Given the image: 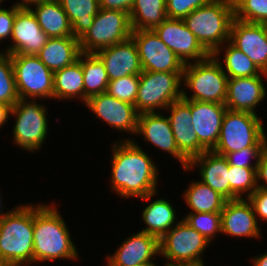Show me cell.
<instances>
[{
    "instance_id": "12",
    "label": "cell",
    "mask_w": 267,
    "mask_h": 266,
    "mask_svg": "<svg viewBox=\"0 0 267 266\" xmlns=\"http://www.w3.org/2000/svg\"><path fill=\"white\" fill-rule=\"evenodd\" d=\"M143 71L183 72L185 64L159 38L154 30H133Z\"/></svg>"
},
{
    "instance_id": "37",
    "label": "cell",
    "mask_w": 267,
    "mask_h": 266,
    "mask_svg": "<svg viewBox=\"0 0 267 266\" xmlns=\"http://www.w3.org/2000/svg\"><path fill=\"white\" fill-rule=\"evenodd\" d=\"M234 18L249 22L267 24V0H232Z\"/></svg>"
},
{
    "instance_id": "7",
    "label": "cell",
    "mask_w": 267,
    "mask_h": 266,
    "mask_svg": "<svg viewBox=\"0 0 267 266\" xmlns=\"http://www.w3.org/2000/svg\"><path fill=\"white\" fill-rule=\"evenodd\" d=\"M40 101L19 99L10 113V117L15 118L11 131L12 143L30 153L43 149L50 128L48 108L45 102L40 104Z\"/></svg>"
},
{
    "instance_id": "16",
    "label": "cell",
    "mask_w": 267,
    "mask_h": 266,
    "mask_svg": "<svg viewBox=\"0 0 267 266\" xmlns=\"http://www.w3.org/2000/svg\"><path fill=\"white\" fill-rule=\"evenodd\" d=\"M135 135L143 136L144 142L151 143L162 152L168 153L181 164L182 169L188 167L189 160L179 151L167 114L163 112L139 114Z\"/></svg>"
},
{
    "instance_id": "32",
    "label": "cell",
    "mask_w": 267,
    "mask_h": 266,
    "mask_svg": "<svg viewBox=\"0 0 267 266\" xmlns=\"http://www.w3.org/2000/svg\"><path fill=\"white\" fill-rule=\"evenodd\" d=\"M72 25V33L80 38L92 26L98 13L99 0H59Z\"/></svg>"
},
{
    "instance_id": "5",
    "label": "cell",
    "mask_w": 267,
    "mask_h": 266,
    "mask_svg": "<svg viewBox=\"0 0 267 266\" xmlns=\"http://www.w3.org/2000/svg\"><path fill=\"white\" fill-rule=\"evenodd\" d=\"M259 115L227 109L222 121L219 140L212 150L226 156L245 147H265L267 132Z\"/></svg>"
},
{
    "instance_id": "39",
    "label": "cell",
    "mask_w": 267,
    "mask_h": 266,
    "mask_svg": "<svg viewBox=\"0 0 267 266\" xmlns=\"http://www.w3.org/2000/svg\"><path fill=\"white\" fill-rule=\"evenodd\" d=\"M265 147H245L237 152L228 153L225 157L229 165L236 167L257 168L260 155Z\"/></svg>"
},
{
    "instance_id": "15",
    "label": "cell",
    "mask_w": 267,
    "mask_h": 266,
    "mask_svg": "<svg viewBox=\"0 0 267 266\" xmlns=\"http://www.w3.org/2000/svg\"><path fill=\"white\" fill-rule=\"evenodd\" d=\"M160 257L159 239L142 231L131 234L116 248L113 254H107V266H145L156 263Z\"/></svg>"
},
{
    "instance_id": "47",
    "label": "cell",
    "mask_w": 267,
    "mask_h": 266,
    "mask_svg": "<svg viewBox=\"0 0 267 266\" xmlns=\"http://www.w3.org/2000/svg\"><path fill=\"white\" fill-rule=\"evenodd\" d=\"M52 0H18L16 3L24 9H29L34 5L41 4Z\"/></svg>"
},
{
    "instance_id": "36",
    "label": "cell",
    "mask_w": 267,
    "mask_h": 266,
    "mask_svg": "<svg viewBox=\"0 0 267 266\" xmlns=\"http://www.w3.org/2000/svg\"><path fill=\"white\" fill-rule=\"evenodd\" d=\"M183 219L211 243L221 233V212L187 213Z\"/></svg>"
},
{
    "instance_id": "45",
    "label": "cell",
    "mask_w": 267,
    "mask_h": 266,
    "mask_svg": "<svg viewBox=\"0 0 267 266\" xmlns=\"http://www.w3.org/2000/svg\"><path fill=\"white\" fill-rule=\"evenodd\" d=\"M11 106L0 102V130L7 125L10 120Z\"/></svg>"
},
{
    "instance_id": "2",
    "label": "cell",
    "mask_w": 267,
    "mask_h": 266,
    "mask_svg": "<svg viewBox=\"0 0 267 266\" xmlns=\"http://www.w3.org/2000/svg\"><path fill=\"white\" fill-rule=\"evenodd\" d=\"M53 201L49 204H34L33 264L56 262V260L77 261V246L70 229Z\"/></svg>"
},
{
    "instance_id": "25",
    "label": "cell",
    "mask_w": 267,
    "mask_h": 266,
    "mask_svg": "<svg viewBox=\"0 0 267 266\" xmlns=\"http://www.w3.org/2000/svg\"><path fill=\"white\" fill-rule=\"evenodd\" d=\"M158 194V192H155L146 197L139 198V200L143 201V206L145 202L147 203L149 201L141 213L145 227L140 231L156 236L160 240L182 218L177 217V212L174 209L175 206H173L172 201L170 200L169 202L164 197L159 198L160 195ZM155 196L158 198L153 200Z\"/></svg>"
},
{
    "instance_id": "18",
    "label": "cell",
    "mask_w": 267,
    "mask_h": 266,
    "mask_svg": "<svg viewBox=\"0 0 267 266\" xmlns=\"http://www.w3.org/2000/svg\"><path fill=\"white\" fill-rule=\"evenodd\" d=\"M260 225L247 198L226 201L221 211V235L261 239L263 232H260Z\"/></svg>"
},
{
    "instance_id": "30",
    "label": "cell",
    "mask_w": 267,
    "mask_h": 266,
    "mask_svg": "<svg viewBox=\"0 0 267 266\" xmlns=\"http://www.w3.org/2000/svg\"><path fill=\"white\" fill-rule=\"evenodd\" d=\"M80 56L77 61L54 72V101L79 100L84 104V82Z\"/></svg>"
},
{
    "instance_id": "1",
    "label": "cell",
    "mask_w": 267,
    "mask_h": 266,
    "mask_svg": "<svg viewBox=\"0 0 267 266\" xmlns=\"http://www.w3.org/2000/svg\"><path fill=\"white\" fill-rule=\"evenodd\" d=\"M109 188L122 199L142 198L158 191L159 168L135 138L111 143Z\"/></svg>"
},
{
    "instance_id": "22",
    "label": "cell",
    "mask_w": 267,
    "mask_h": 266,
    "mask_svg": "<svg viewBox=\"0 0 267 266\" xmlns=\"http://www.w3.org/2000/svg\"><path fill=\"white\" fill-rule=\"evenodd\" d=\"M263 81H267V75L228 78L227 97L224 103L227 109L258 113L256 108L266 99L267 95L266 85Z\"/></svg>"
},
{
    "instance_id": "4",
    "label": "cell",
    "mask_w": 267,
    "mask_h": 266,
    "mask_svg": "<svg viewBox=\"0 0 267 266\" xmlns=\"http://www.w3.org/2000/svg\"><path fill=\"white\" fill-rule=\"evenodd\" d=\"M202 47L212 55L229 41L234 20L232 0H211L207 5L193 10L183 19Z\"/></svg>"
},
{
    "instance_id": "27",
    "label": "cell",
    "mask_w": 267,
    "mask_h": 266,
    "mask_svg": "<svg viewBox=\"0 0 267 266\" xmlns=\"http://www.w3.org/2000/svg\"><path fill=\"white\" fill-rule=\"evenodd\" d=\"M29 9L49 38L73 36L72 25L59 0L37 4Z\"/></svg>"
},
{
    "instance_id": "34",
    "label": "cell",
    "mask_w": 267,
    "mask_h": 266,
    "mask_svg": "<svg viewBox=\"0 0 267 266\" xmlns=\"http://www.w3.org/2000/svg\"><path fill=\"white\" fill-rule=\"evenodd\" d=\"M256 170L229 165L230 200L248 198L257 189Z\"/></svg>"
},
{
    "instance_id": "19",
    "label": "cell",
    "mask_w": 267,
    "mask_h": 266,
    "mask_svg": "<svg viewBox=\"0 0 267 266\" xmlns=\"http://www.w3.org/2000/svg\"><path fill=\"white\" fill-rule=\"evenodd\" d=\"M49 37L39 26L30 9L21 8L15 16L10 44L3 52L12 54L37 55Z\"/></svg>"
},
{
    "instance_id": "6",
    "label": "cell",
    "mask_w": 267,
    "mask_h": 266,
    "mask_svg": "<svg viewBox=\"0 0 267 266\" xmlns=\"http://www.w3.org/2000/svg\"><path fill=\"white\" fill-rule=\"evenodd\" d=\"M227 80L228 76L212 55L203 61L185 64L182 74V99L224 104L227 97ZM187 89L192 91L189 95Z\"/></svg>"
},
{
    "instance_id": "44",
    "label": "cell",
    "mask_w": 267,
    "mask_h": 266,
    "mask_svg": "<svg viewBox=\"0 0 267 266\" xmlns=\"http://www.w3.org/2000/svg\"><path fill=\"white\" fill-rule=\"evenodd\" d=\"M135 0H99V7L107 10H119L130 14Z\"/></svg>"
},
{
    "instance_id": "40",
    "label": "cell",
    "mask_w": 267,
    "mask_h": 266,
    "mask_svg": "<svg viewBox=\"0 0 267 266\" xmlns=\"http://www.w3.org/2000/svg\"><path fill=\"white\" fill-rule=\"evenodd\" d=\"M211 0H166L168 18L183 19L193 10L207 5Z\"/></svg>"
},
{
    "instance_id": "29",
    "label": "cell",
    "mask_w": 267,
    "mask_h": 266,
    "mask_svg": "<svg viewBox=\"0 0 267 266\" xmlns=\"http://www.w3.org/2000/svg\"><path fill=\"white\" fill-rule=\"evenodd\" d=\"M191 182V183H190ZM182 198L190 211L187 213L221 212L227 201L220 193L198 180H191Z\"/></svg>"
},
{
    "instance_id": "10",
    "label": "cell",
    "mask_w": 267,
    "mask_h": 266,
    "mask_svg": "<svg viewBox=\"0 0 267 266\" xmlns=\"http://www.w3.org/2000/svg\"><path fill=\"white\" fill-rule=\"evenodd\" d=\"M132 31L129 13L100 8L92 26L79 38L81 52L96 53L123 42L131 37Z\"/></svg>"
},
{
    "instance_id": "43",
    "label": "cell",
    "mask_w": 267,
    "mask_h": 266,
    "mask_svg": "<svg viewBox=\"0 0 267 266\" xmlns=\"http://www.w3.org/2000/svg\"><path fill=\"white\" fill-rule=\"evenodd\" d=\"M257 188L267 190V145L262 150L256 170Z\"/></svg>"
},
{
    "instance_id": "41",
    "label": "cell",
    "mask_w": 267,
    "mask_h": 266,
    "mask_svg": "<svg viewBox=\"0 0 267 266\" xmlns=\"http://www.w3.org/2000/svg\"><path fill=\"white\" fill-rule=\"evenodd\" d=\"M20 9L21 7L17 3L12 4L10 8L0 6V42L10 41L15 16Z\"/></svg>"
},
{
    "instance_id": "50",
    "label": "cell",
    "mask_w": 267,
    "mask_h": 266,
    "mask_svg": "<svg viewBox=\"0 0 267 266\" xmlns=\"http://www.w3.org/2000/svg\"><path fill=\"white\" fill-rule=\"evenodd\" d=\"M145 266H158L157 264L145 265Z\"/></svg>"
},
{
    "instance_id": "21",
    "label": "cell",
    "mask_w": 267,
    "mask_h": 266,
    "mask_svg": "<svg viewBox=\"0 0 267 266\" xmlns=\"http://www.w3.org/2000/svg\"><path fill=\"white\" fill-rule=\"evenodd\" d=\"M226 110L225 104L191 100V123L199 143L207 151H212L219 140Z\"/></svg>"
},
{
    "instance_id": "3",
    "label": "cell",
    "mask_w": 267,
    "mask_h": 266,
    "mask_svg": "<svg viewBox=\"0 0 267 266\" xmlns=\"http://www.w3.org/2000/svg\"><path fill=\"white\" fill-rule=\"evenodd\" d=\"M33 228V203L14 206L0 220V257L7 266L33 265Z\"/></svg>"
},
{
    "instance_id": "26",
    "label": "cell",
    "mask_w": 267,
    "mask_h": 266,
    "mask_svg": "<svg viewBox=\"0 0 267 266\" xmlns=\"http://www.w3.org/2000/svg\"><path fill=\"white\" fill-rule=\"evenodd\" d=\"M82 54L79 39L74 36L49 38L37 56L52 72L78 60Z\"/></svg>"
},
{
    "instance_id": "38",
    "label": "cell",
    "mask_w": 267,
    "mask_h": 266,
    "mask_svg": "<svg viewBox=\"0 0 267 266\" xmlns=\"http://www.w3.org/2000/svg\"><path fill=\"white\" fill-rule=\"evenodd\" d=\"M139 75H129L109 81L106 92L116 99L135 105Z\"/></svg>"
},
{
    "instance_id": "28",
    "label": "cell",
    "mask_w": 267,
    "mask_h": 266,
    "mask_svg": "<svg viewBox=\"0 0 267 266\" xmlns=\"http://www.w3.org/2000/svg\"><path fill=\"white\" fill-rule=\"evenodd\" d=\"M212 56L221 65L228 78L267 75V73L262 72L245 53L237 49L229 41L220 46Z\"/></svg>"
},
{
    "instance_id": "42",
    "label": "cell",
    "mask_w": 267,
    "mask_h": 266,
    "mask_svg": "<svg viewBox=\"0 0 267 266\" xmlns=\"http://www.w3.org/2000/svg\"><path fill=\"white\" fill-rule=\"evenodd\" d=\"M247 199L253 207L257 221L267 223V190L257 188Z\"/></svg>"
},
{
    "instance_id": "49",
    "label": "cell",
    "mask_w": 267,
    "mask_h": 266,
    "mask_svg": "<svg viewBox=\"0 0 267 266\" xmlns=\"http://www.w3.org/2000/svg\"><path fill=\"white\" fill-rule=\"evenodd\" d=\"M0 266H7V265L5 264V262L2 260L1 257H0Z\"/></svg>"
},
{
    "instance_id": "51",
    "label": "cell",
    "mask_w": 267,
    "mask_h": 266,
    "mask_svg": "<svg viewBox=\"0 0 267 266\" xmlns=\"http://www.w3.org/2000/svg\"><path fill=\"white\" fill-rule=\"evenodd\" d=\"M5 0H0V6L3 4L2 2H4Z\"/></svg>"
},
{
    "instance_id": "48",
    "label": "cell",
    "mask_w": 267,
    "mask_h": 266,
    "mask_svg": "<svg viewBox=\"0 0 267 266\" xmlns=\"http://www.w3.org/2000/svg\"><path fill=\"white\" fill-rule=\"evenodd\" d=\"M1 192V191H0ZM3 196L1 195L0 193V220L11 210V209H8V211L4 212V208L5 206L3 205L4 202L3 201ZM4 206V207H3Z\"/></svg>"
},
{
    "instance_id": "20",
    "label": "cell",
    "mask_w": 267,
    "mask_h": 266,
    "mask_svg": "<svg viewBox=\"0 0 267 266\" xmlns=\"http://www.w3.org/2000/svg\"><path fill=\"white\" fill-rule=\"evenodd\" d=\"M168 119L179 151L190 161L207 151L198 141L192 126L191 100L180 99L166 109Z\"/></svg>"
},
{
    "instance_id": "17",
    "label": "cell",
    "mask_w": 267,
    "mask_h": 266,
    "mask_svg": "<svg viewBox=\"0 0 267 266\" xmlns=\"http://www.w3.org/2000/svg\"><path fill=\"white\" fill-rule=\"evenodd\" d=\"M229 42L245 53L262 72L267 73V24L234 18Z\"/></svg>"
},
{
    "instance_id": "46",
    "label": "cell",
    "mask_w": 267,
    "mask_h": 266,
    "mask_svg": "<svg viewBox=\"0 0 267 266\" xmlns=\"http://www.w3.org/2000/svg\"><path fill=\"white\" fill-rule=\"evenodd\" d=\"M250 261L253 266H267V251L257 256H252Z\"/></svg>"
},
{
    "instance_id": "8",
    "label": "cell",
    "mask_w": 267,
    "mask_h": 266,
    "mask_svg": "<svg viewBox=\"0 0 267 266\" xmlns=\"http://www.w3.org/2000/svg\"><path fill=\"white\" fill-rule=\"evenodd\" d=\"M211 242L198 231L180 220L160 240V256L164 266H205L203 253Z\"/></svg>"
},
{
    "instance_id": "31",
    "label": "cell",
    "mask_w": 267,
    "mask_h": 266,
    "mask_svg": "<svg viewBox=\"0 0 267 266\" xmlns=\"http://www.w3.org/2000/svg\"><path fill=\"white\" fill-rule=\"evenodd\" d=\"M166 18V0H135L130 11L132 30H154Z\"/></svg>"
},
{
    "instance_id": "35",
    "label": "cell",
    "mask_w": 267,
    "mask_h": 266,
    "mask_svg": "<svg viewBox=\"0 0 267 266\" xmlns=\"http://www.w3.org/2000/svg\"><path fill=\"white\" fill-rule=\"evenodd\" d=\"M19 99L11 55L0 51V102L13 107Z\"/></svg>"
},
{
    "instance_id": "11",
    "label": "cell",
    "mask_w": 267,
    "mask_h": 266,
    "mask_svg": "<svg viewBox=\"0 0 267 266\" xmlns=\"http://www.w3.org/2000/svg\"><path fill=\"white\" fill-rule=\"evenodd\" d=\"M11 61L20 99L54 100V72L37 55L12 54Z\"/></svg>"
},
{
    "instance_id": "24",
    "label": "cell",
    "mask_w": 267,
    "mask_h": 266,
    "mask_svg": "<svg viewBox=\"0 0 267 266\" xmlns=\"http://www.w3.org/2000/svg\"><path fill=\"white\" fill-rule=\"evenodd\" d=\"M198 168V169H197ZM199 170L201 182L230 200L229 163L225 156L213 151H205L189 161L186 173Z\"/></svg>"
},
{
    "instance_id": "33",
    "label": "cell",
    "mask_w": 267,
    "mask_h": 266,
    "mask_svg": "<svg viewBox=\"0 0 267 266\" xmlns=\"http://www.w3.org/2000/svg\"><path fill=\"white\" fill-rule=\"evenodd\" d=\"M80 63L83 70L84 104L88 98L106 92L109 79L104 63L95 53H82Z\"/></svg>"
},
{
    "instance_id": "14",
    "label": "cell",
    "mask_w": 267,
    "mask_h": 266,
    "mask_svg": "<svg viewBox=\"0 0 267 266\" xmlns=\"http://www.w3.org/2000/svg\"><path fill=\"white\" fill-rule=\"evenodd\" d=\"M154 31L184 64L203 61L210 56L182 19L166 18Z\"/></svg>"
},
{
    "instance_id": "23",
    "label": "cell",
    "mask_w": 267,
    "mask_h": 266,
    "mask_svg": "<svg viewBox=\"0 0 267 266\" xmlns=\"http://www.w3.org/2000/svg\"><path fill=\"white\" fill-rule=\"evenodd\" d=\"M104 63L109 81L129 75H140L142 67L138 48L132 37L95 53Z\"/></svg>"
},
{
    "instance_id": "9",
    "label": "cell",
    "mask_w": 267,
    "mask_h": 266,
    "mask_svg": "<svg viewBox=\"0 0 267 266\" xmlns=\"http://www.w3.org/2000/svg\"><path fill=\"white\" fill-rule=\"evenodd\" d=\"M183 72L142 71L135 108L139 114L165 112L175 101L182 99Z\"/></svg>"
},
{
    "instance_id": "13",
    "label": "cell",
    "mask_w": 267,
    "mask_h": 266,
    "mask_svg": "<svg viewBox=\"0 0 267 266\" xmlns=\"http://www.w3.org/2000/svg\"><path fill=\"white\" fill-rule=\"evenodd\" d=\"M84 105L95 114V118L102 120L115 131L135 136L139 113L134 105L120 101L107 92L88 98Z\"/></svg>"
}]
</instances>
